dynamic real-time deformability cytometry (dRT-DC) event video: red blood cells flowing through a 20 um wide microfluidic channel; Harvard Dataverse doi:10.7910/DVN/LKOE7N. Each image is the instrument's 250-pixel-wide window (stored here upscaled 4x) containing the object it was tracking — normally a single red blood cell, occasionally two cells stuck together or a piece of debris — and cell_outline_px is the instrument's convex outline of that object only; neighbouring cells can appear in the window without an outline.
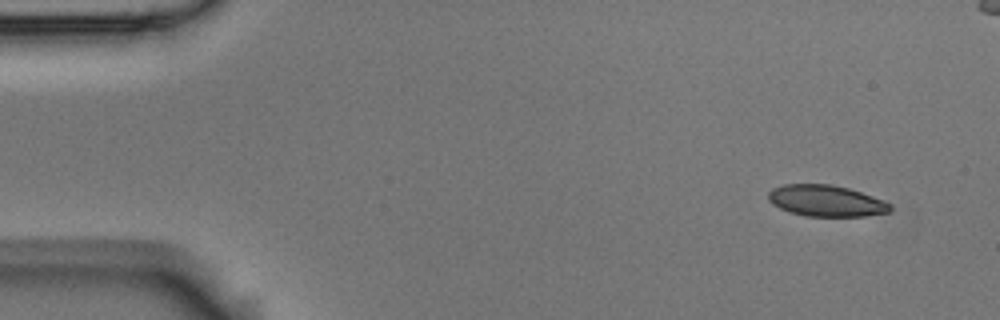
{"species": "Egyptian fruit bat (a non-hibernating species)", "species_latin": "Rousettus aegyptiacus", "temperature_condition": "room temperature", "stored_images_in_passage": 6, "camera_frame_rate_fps": 3000, "um_per_image_px": 0.085, "animal": {"sex": "male"}, "frame": {"image": 1, "passage_image": 1, "time_ms": 0.0, "image_size_px": [1000, 320], "cell_outline_px": [[892, 208], [888, 212], [864, 216], [808, 216], [788, 212], [772, 204], [768, 200], [768, 192], [772, 188], [784, 184], [832, 184], [848, 188], [884, 200], [892, 204]], "centroid_in_image_um": [70.2, 17.06], "position_along_channel_um": 14.8, "area_um2": 22.31}}
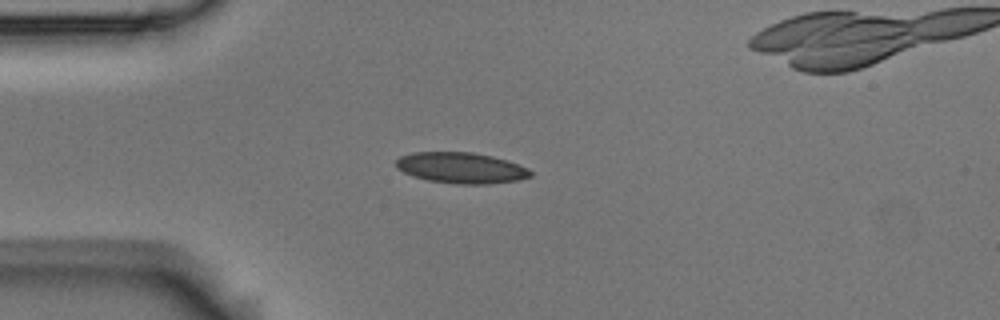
{"frame": {"image": 2, "passage_image": 4, "time_ms": 1.0, "image_size_px": [1000, 320], "cell_outline_px": [[532, 176], [516, 180], [488, 184], [456, 184], [428, 180], [412, 176], [396, 168], [396, 160], [400, 156], [412, 152], [472, 152], [492, 156], [508, 160], [528, 168], [532, 172]], "centroid_in_image_um": [39.18, 14.26], "position_along_channel_um": 45.8, "area_um2": 24.28}}
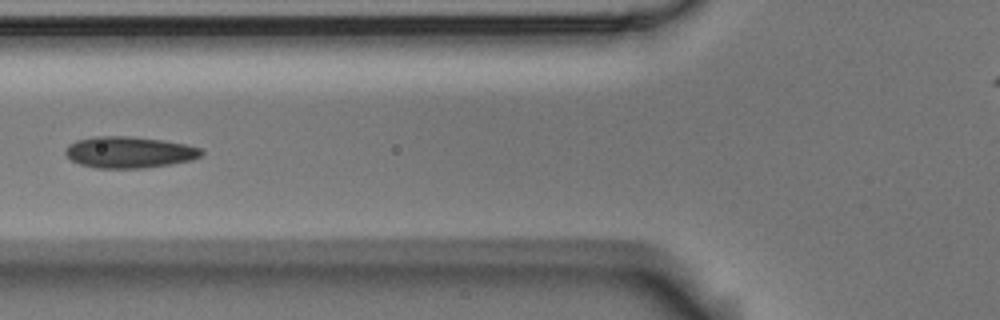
{"frame": {"image": 3, "passage_image": 6, "time_ms": 1.667, "image_size_px": [1000, 320], "cell_outline_px": [[204, 152], [200, 156], [192, 160], [144, 168], [96, 168], [80, 164], [72, 160], [64, 152], [68, 144], [76, 140], [92, 136], [128, 136], [164, 140], [204, 148]], "centroid_in_image_um": [10.98, 12.93], "position_along_channel_um": 114.8, "area_um2": 24.97}}